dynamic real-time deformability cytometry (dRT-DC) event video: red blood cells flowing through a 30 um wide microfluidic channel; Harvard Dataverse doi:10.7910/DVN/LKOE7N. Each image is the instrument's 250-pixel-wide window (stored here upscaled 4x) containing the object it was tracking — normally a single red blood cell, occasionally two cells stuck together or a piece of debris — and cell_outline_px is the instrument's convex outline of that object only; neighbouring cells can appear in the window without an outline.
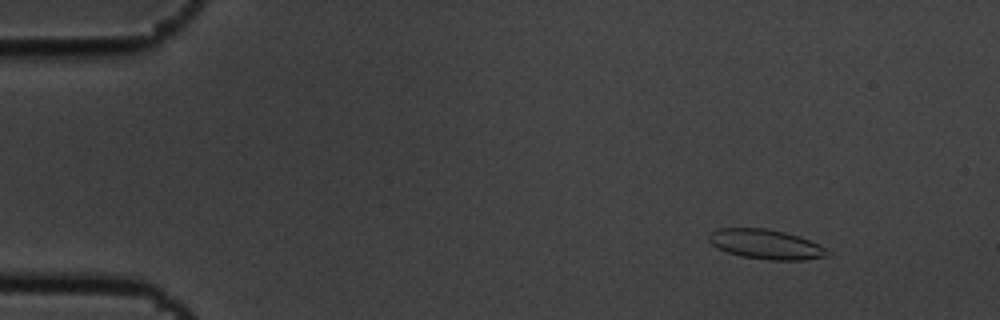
{"species": "common noctule bat (a hibernating species)", "species_latin": "Nyctalus noctula", "temperature_condition": "cold", "stored_images_in_passage": 4, "camera_frame_rate_fps": 3000, "um_per_image_px": 0.085, "animal": {"sex": "male", "body_mass_g": 19.5, "forearm_length_mm": 54.6}, "frame": {"image": 1, "passage_image": 1, "time_ms": 0.0, "image_size_px": [1000, 320], "cell_outline_px": [[832, 256], [804, 260], [768, 260], [740, 256], [716, 248], [708, 240], [708, 236], [712, 232], [720, 228], [764, 228], [784, 232], [808, 240], [824, 248]], "centroid_in_image_um": [65.08, 20.78], "position_along_channel_um": 19.9, "area_um2": 20.35}}